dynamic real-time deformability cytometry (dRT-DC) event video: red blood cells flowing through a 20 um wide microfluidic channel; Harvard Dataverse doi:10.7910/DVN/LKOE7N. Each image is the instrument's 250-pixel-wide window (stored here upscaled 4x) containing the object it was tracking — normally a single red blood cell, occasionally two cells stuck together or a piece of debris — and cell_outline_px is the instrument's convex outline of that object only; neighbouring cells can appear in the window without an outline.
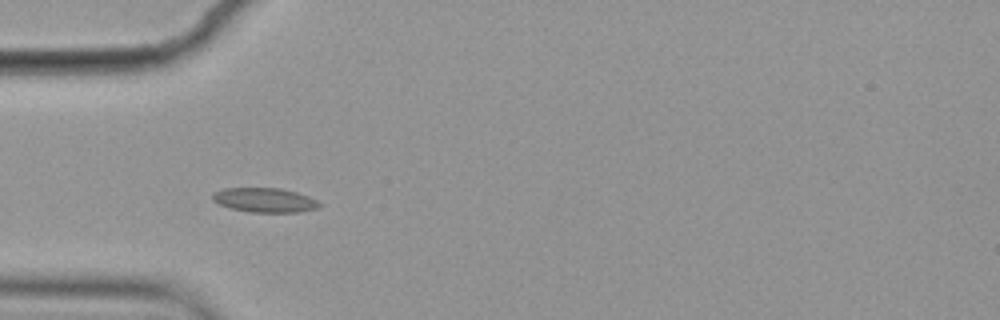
{"species": "common noctule bat (a hibernating species)", "species_latin": "Nyctalus noctula", "temperature_condition": "cold", "stored_images_in_passage": 6, "camera_frame_rate_fps": 3000, "um_per_image_px": 0.085, "animal": {"sex": "female", "body_mass_g": 19.9}, "frame": {"image": 1, "passage_image": 5, "time_ms": 1.333, "image_size_px": [1000, 320], "cell_outline_px": [[320, 204], [316, 208], [300, 212], [252, 212], [228, 208], [212, 200], [212, 192], [224, 188], [280, 188], [296, 192], [308, 196], [316, 200]], "centroid_in_image_um": [22.45, 17.0], "position_along_channel_um": 62.6, "area_um2": 15.14}}
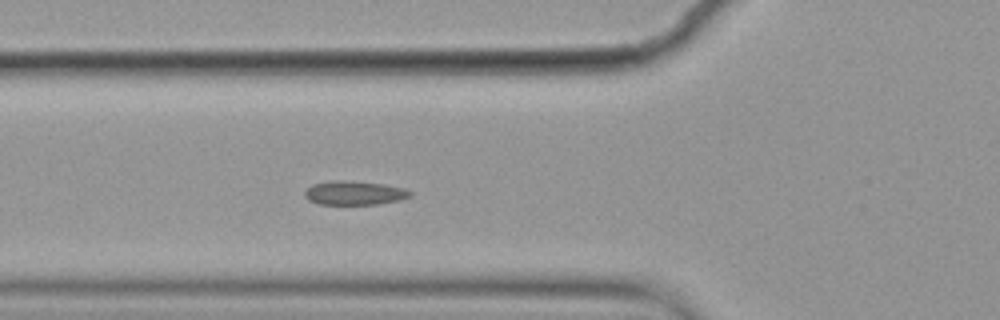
{"frame": {"image": 2, "passage_image": 6, "time_ms": 1.667, "image_size_px": [1000, 320], "cell_outline_px": [[412, 196], [400, 200], [376, 204], [320, 204], [308, 200], [304, 196], [304, 192], [312, 184], [332, 180], [344, 180], [384, 184], [404, 188], [412, 192]], "centroid_in_image_um": [30.12, 16.39], "position_along_channel_um": 95.7, "area_um2": 14.74}}